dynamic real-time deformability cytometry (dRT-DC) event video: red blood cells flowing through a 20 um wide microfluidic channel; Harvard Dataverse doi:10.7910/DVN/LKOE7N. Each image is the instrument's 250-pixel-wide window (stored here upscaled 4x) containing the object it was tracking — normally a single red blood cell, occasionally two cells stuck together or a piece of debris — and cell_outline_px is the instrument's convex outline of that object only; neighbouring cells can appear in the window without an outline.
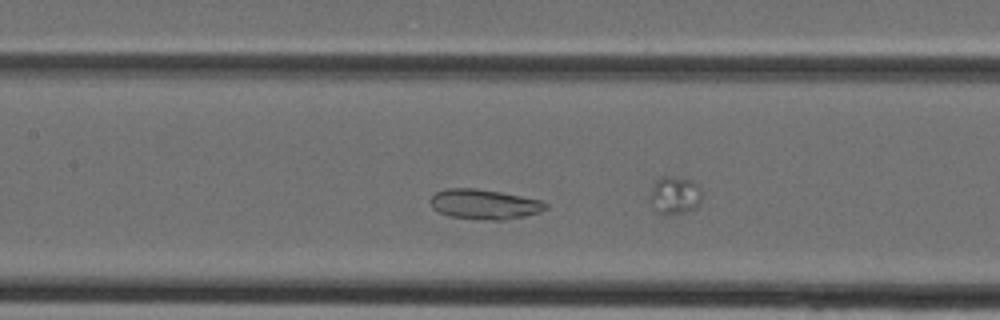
{"species": "Egyptian fruit bat (a non-hibernating species)", "species_latin": "Rousettus aegyptiacus", "temperature_condition": "cold", "stored_images_in_passage": 34, "camera_frame_rate_fps": 3000, "um_per_image_px": 0.085, "animal": {"sex": "female"}, "frame": {"image": 1, "passage_image": 12, "time_ms": 3.667, "image_size_px": [1000, 320], "cell_outline_px": [[548, 208], [540, 212], [524, 216], [504, 220], [488, 220], [448, 216], [432, 208], [428, 200], [436, 192], [444, 188], [476, 188], [500, 192], [540, 200], [548, 204]], "centroid_in_image_um": [41.14, 17.36], "position_along_channel_um": 166.3, "area_um2": 20.17}}
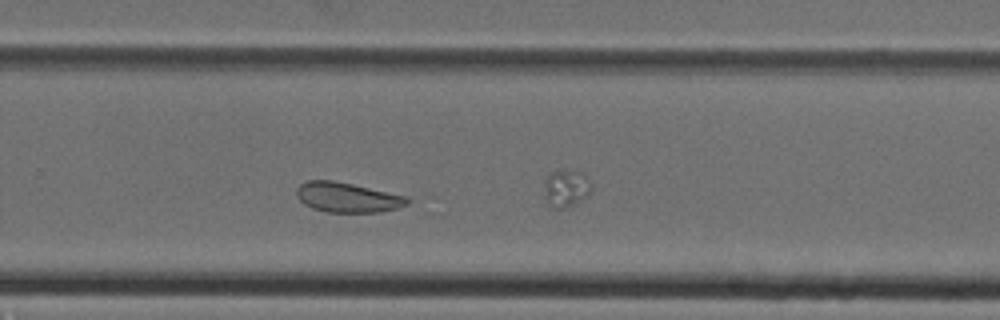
{"frame": {"image": 2, "passage_image": 20, "time_ms": 6.333, "image_size_px": [1000, 320], "cell_outline_px": [[408, 204], [400, 208], [380, 212], [328, 212], [312, 208], [304, 204], [296, 196], [296, 188], [300, 184], [308, 180], [332, 180], [352, 184], [408, 196]], "centroid_in_image_um": [29.53, 16.78], "position_along_channel_um": 300.3, "area_um2": 19.36}}
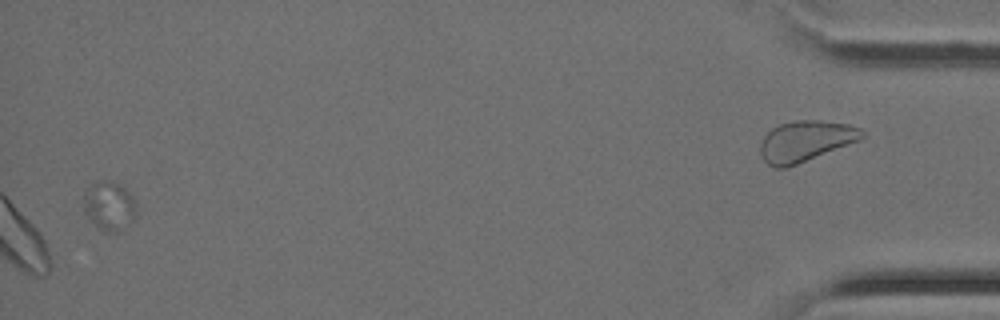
{"frame": {"image": 3, "passage_image": 34, "time_ms": 11.0, "image_size_px": [1000, 320], "cell_outline_px": [[136, 212], [132, 220], [116, 232], [104, 232], [96, 228], [84, 212], [84, 196], [88, 188], [92, 184], [100, 180], [108, 180], [124, 188], [132, 196], [136, 204]], "centroid_in_image_um": [9.26, 17.52], "position_along_channel_um": 425.9, "area_um2": 14.85}}